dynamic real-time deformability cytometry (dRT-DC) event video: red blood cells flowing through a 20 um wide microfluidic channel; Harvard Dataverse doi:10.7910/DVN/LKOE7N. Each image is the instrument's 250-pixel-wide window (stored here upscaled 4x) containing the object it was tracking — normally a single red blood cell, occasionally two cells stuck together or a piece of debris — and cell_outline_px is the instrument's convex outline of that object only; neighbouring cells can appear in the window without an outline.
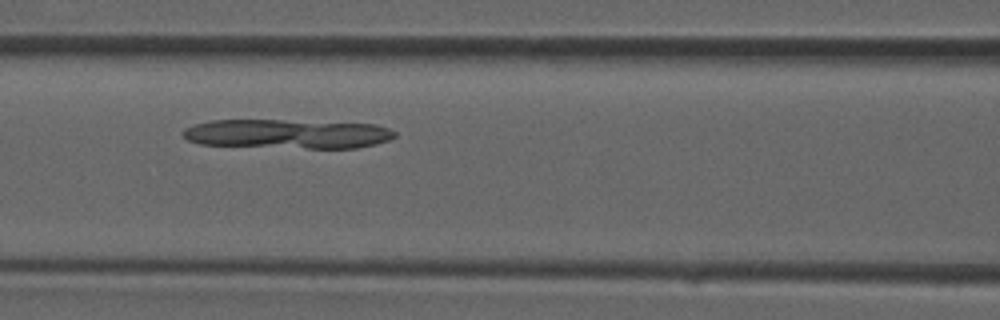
{"species": "common noctule bat (a hibernating species)", "species_latin": "Nyctalus noctula", "temperature_condition": "room temperature", "stored_images_in_passage": 26, "camera_frame_rate_fps": 3000, "um_per_image_px": 0.085, "animal": {"sex": "male", "forearm_length_mm": 52.5}, "frame": {"image": 1, "passage_image": 7, "time_ms": 2.0, "image_size_px": [1000, 320], "cell_outline_px": [[396, 136], [388, 140], [376, 144], [356, 148], [308, 148], [200, 144], [188, 140], [184, 136], [184, 128], [192, 124], [212, 120], [280, 120], [376, 124], [388, 128], [396, 132]], "centroid_in_image_um": [24.45, 11.37], "position_along_channel_um": 142.2, "area_um2": 36.01}}
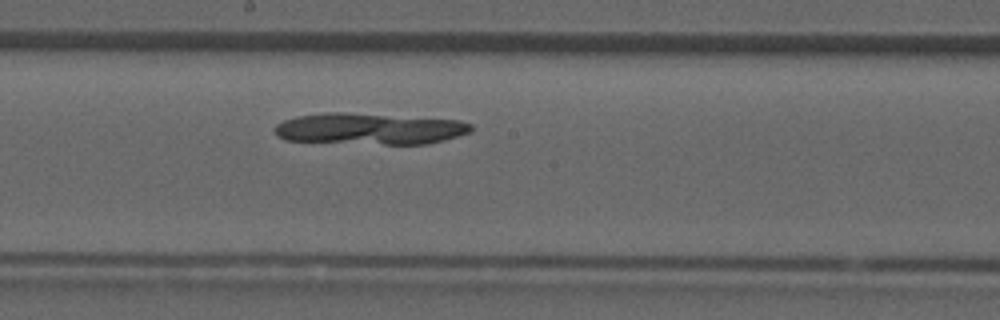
{"frame": {"image": 2, "passage_image": 11, "time_ms": 3.333, "image_size_px": [1000, 320], "cell_outline_px": [[472, 132], [444, 140], [428, 144], [384, 144], [284, 140], [276, 136], [272, 128], [276, 124], [284, 120], [296, 116], [324, 112], [344, 112], [460, 120], [472, 124]], "centroid_in_image_um": [31.39, 10.94], "position_along_channel_um": 216.8, "area_um2": 36.13}}
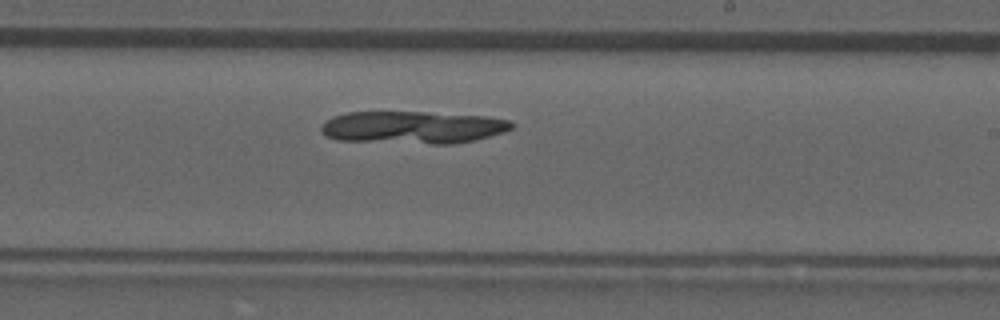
{"frame": {"image": 3, "passage_image": 13, "time_ms": 4.0, "image_size_px": [1000, 320], "cell_outline_px": [[516, 124], [512, 128], [504, 132], [476, 140], [452, 144], [432, 144], [336, 140], [320, 132], [320, 128], [324, 120], [332, 116], [348, 112], [424, 112], [488, 116], [512, 120]], "centroid_in_image_um": [35.1, 10.82], "position_along_channel_um": 253.9, "area_um2": 36.53}}